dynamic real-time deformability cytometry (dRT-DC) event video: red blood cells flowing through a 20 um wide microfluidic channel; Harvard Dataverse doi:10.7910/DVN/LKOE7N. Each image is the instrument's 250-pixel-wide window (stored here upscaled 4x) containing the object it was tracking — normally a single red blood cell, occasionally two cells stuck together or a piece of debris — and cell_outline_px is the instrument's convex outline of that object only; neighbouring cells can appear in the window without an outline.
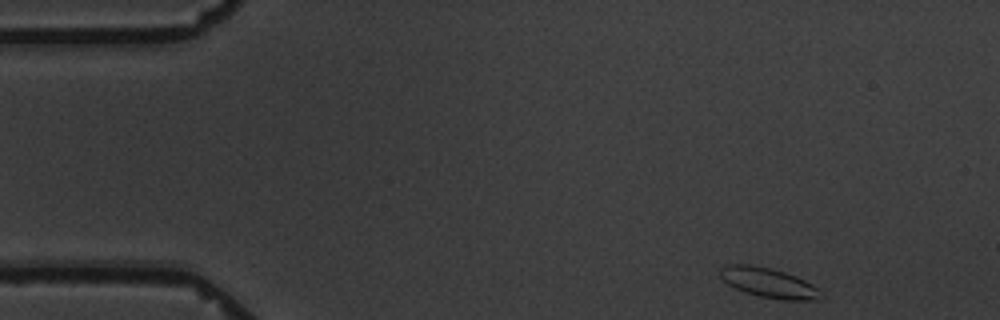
{"species": "common noctule bat (a hibernating species)", "species_latin": "Nyctalus noctula", "temperature_condition": "warm", "stored_images_in_passage": 4, "camera_frame_rate_fps": 3000, "um_per_image_px": 0.085, "animal": {"sex": "male", "body_mass_g": 19.5, "forearm_length_mm": 54.6}, "frame": {"image": 1, "passage_image": 1, "time_ms": 0.0, "image_size_px": [1000, 320], "cell_outline_px": [[824, 296], [816, 300], [784, 300], [760, 296], [744, 292], [728, 284], [720, 276], [720, 268], [724, 264], [748, 264], [772, 268], [796, 276], [812, 284]], "centroid_in_image_um": [65.32, 24.02], "position_along_channel_um": 19.7, "area_um2": 17.46}}
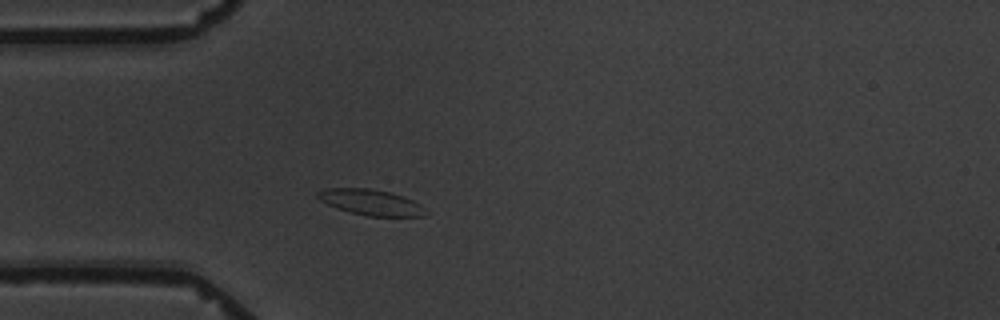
{"frame": {"image": 2, "passage_image": 4, "time_ms": 3.333, "image_size_px": [1000, 320], "cell_outline_px": [[428, 212], [424, 216], [368, 216], [348, 212], [336, 208], [320, 200], [316, 196], [316, 192], [324, 188], [368, 188], [388, 192], [404, 196], [420, 204]], "centroid_in_image_um": [31.5, 17.19], "position_along_channel_um": 53.5, "area_um2": 16.24}}